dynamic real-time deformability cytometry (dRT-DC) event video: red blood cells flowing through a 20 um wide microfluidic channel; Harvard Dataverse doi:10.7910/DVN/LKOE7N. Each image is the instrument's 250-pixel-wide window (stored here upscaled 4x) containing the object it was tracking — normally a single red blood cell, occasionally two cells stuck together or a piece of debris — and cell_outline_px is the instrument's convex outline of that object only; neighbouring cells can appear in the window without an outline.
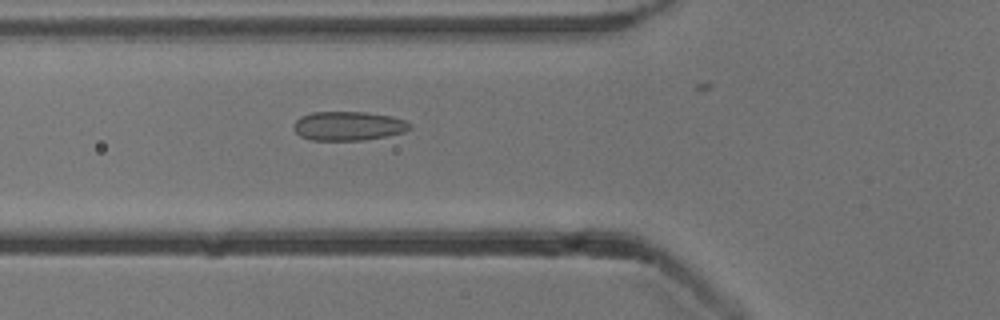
{"species": "common noctule bat (a hibernating species)", "species_latin": "Nyctalus noctula", "temperature_condition": "cold", "stored_images_in_passage": 24, "camera_frame_rate_fps": 3000, "um_per_image_px": 0.085, "animal": {"sex": "male", "body_mass_g": 13.3}, "frame": {"image": 1, "passage_image": 7, "time_ms": 2.0, "image_size_px": [1000, 320], "cell_outline_px": [[412, 128], [404, 132], [388, 136], [364, 140], [312, 140], [300, 136], [292, 128], [292, 124], [300, 116], [312, 112], [368, 112], [392, 116], [404, 120], [412, 124]], "centroid_in_image_um": [29.61, 10.7], "position_along_channel_um": 96.2, "area_um2": 19.94}}
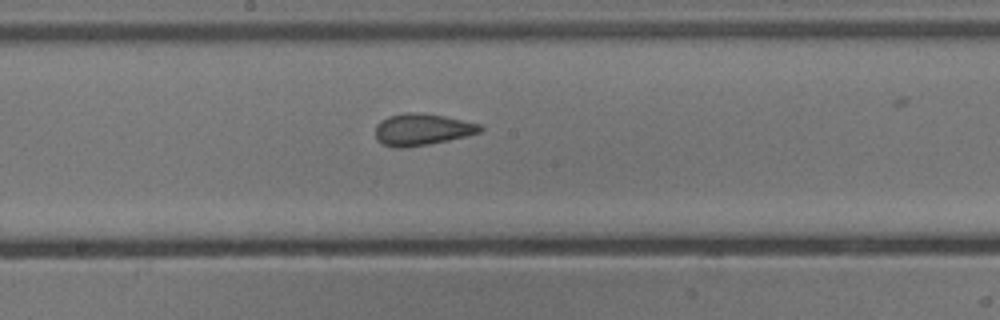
{"frame": {"image": 2, "passage_image": 16, "time_ms": 5.0, "image_size_px": [1000, 320], "cell_outline_px": [[484, 128], [480, 132], [448, 140], [408, 148], [392, 148], [376, 140], [376, 124], [380, 120], [388, 116], [404, 112], [412, 112], [444, 116], [480, 124]], "centroid_in_image_um": [35.83, 11.01], "position_along_channel_um": 212.4, "area_um2": 19.36}}
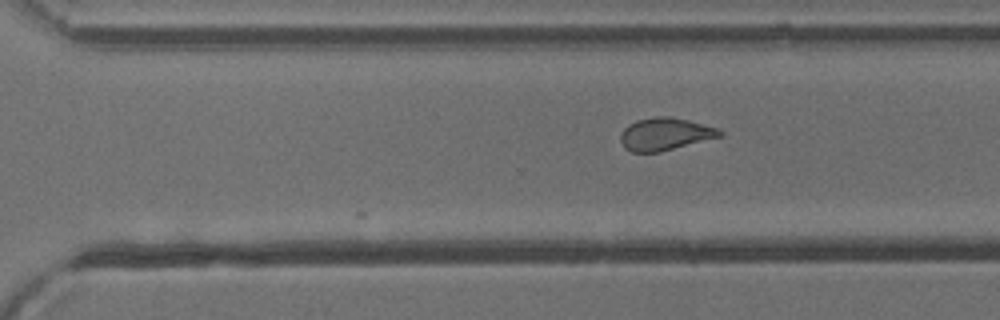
{"frame": {"image": 3, "passage_image": 24, "time_ms": 7.667, "image_size_px": [1000, 320], "cell_outline_px": [[724, 136], [660, 152], [632, 152], [624, 148], [620, 140], [620, 136], [624, 128], [628, 124], [636, 120], [652, 116], [668, 116], [688, 120], [720, 128], [724, 132]], "centroid_in_image_um": [56.56, 11.39], "position_along_channel_um": 314.0, "area_um2": 19.13}}